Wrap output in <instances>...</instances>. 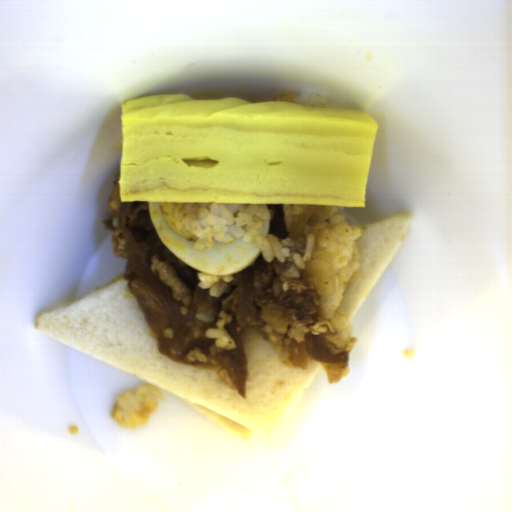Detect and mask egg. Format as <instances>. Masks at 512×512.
<instances>
[{"label":"egg","instance_id":"egg-2","mask_svg":"<svg viewBox=\"0 0 512 512\" xmlns=\"http://www.w3.org/2000/svg\"><path fill=\"white\" fill-rule=\"evenodd\" d=\"M270 228H271V219L268 222H266L265 224H263L262 232L265 235H269L270 234Z\"/></svg>","mask_w":512,"mask_h":512},{"label":"egg","instance_id":"egg-1","mask_svg":"<svg viewBox=\"0 0 512 512\" xmlns=\"http://www.w3.org/2000/svg\"><path fill=\"white\" fill-rule=\"evenodd\" d=\"M189 202H149L150 221L166 248L193 269L232 275L251 266L262 253L256 244L236 239L215 242L210 250L198 251L197 238L178 222V214Z\"/></svg>","mask_w":512,"mask_h":512}]
</instances>
